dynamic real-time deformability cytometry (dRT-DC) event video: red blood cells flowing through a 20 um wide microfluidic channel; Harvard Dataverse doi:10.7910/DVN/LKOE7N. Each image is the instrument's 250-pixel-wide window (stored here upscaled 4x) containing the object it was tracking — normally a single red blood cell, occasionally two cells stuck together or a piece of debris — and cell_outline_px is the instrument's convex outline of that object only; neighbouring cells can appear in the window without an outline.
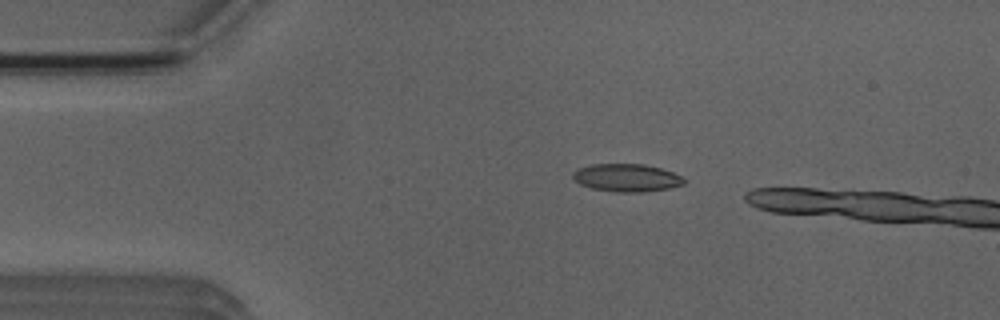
{"species": "Egyptian fruit bat (a non-hibernating species)", "species_latin": "Rousettus aegyptiacus", "temperature_condition": "room temperature", "stored_images_in_passage": 5, "camera_frame_rate_fps": 3000, "um_per_image_px": 0.085, "animal": {"sex": "male"}, "frame": {"image": 1, "passage_image": 1, "time_ms": 0.0, "image_size_px": [1000, 320], "cell_outline_px": [[688, 180], [684, 184], [668, 188], [644, 192], [616, 192], [592, 188], [580, 184], [572, 176], [572, 172], [580, 168], [592, 164], [644, 164], [660, 168], [672, 172]], "centroid_in_image_um": [53.28, 15.11], "position_along_channel_um": 31.7, "area_um2": 17.92}}